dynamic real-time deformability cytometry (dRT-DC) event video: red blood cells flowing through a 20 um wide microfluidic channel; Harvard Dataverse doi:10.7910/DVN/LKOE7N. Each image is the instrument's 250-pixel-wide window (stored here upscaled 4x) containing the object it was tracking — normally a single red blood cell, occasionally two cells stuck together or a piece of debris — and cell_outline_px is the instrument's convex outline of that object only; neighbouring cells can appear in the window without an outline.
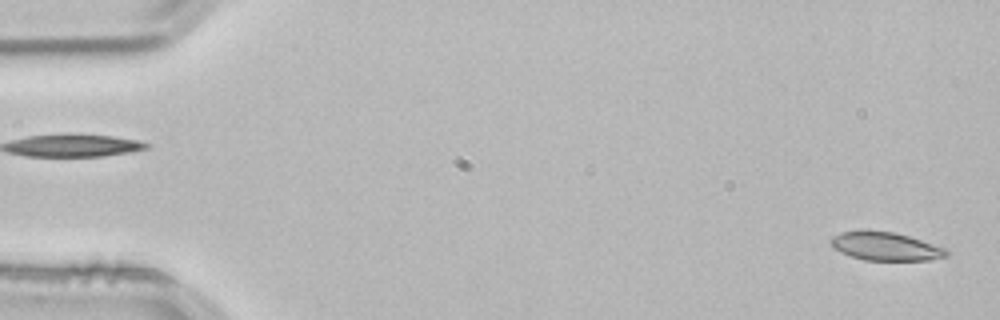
{"species": "common noctule bat (a hibernating species)", "species_latin": "Nyctalus noctula", "temperature_condition": "room temperature", "stored_images_in_passage": 52, "camera_frame_rate_fps": 3000, "um_per_image_px": 0.085, "animal": {"sex": "male", "body_mass_g": 21.5, "forearm_length_mm": 52.0}, "frame": {"image": 1, "passage_image": 1, "time_ms": 0.0, "image_size_px": [1000, 320], "cell_outline_px": [[948, 256], [928, 260], [864, 260], [840, 252], [832, 248], [832, 236], [840, 232], [896, 232], [944, 248], [948, 252]], "centroid_in_image_um": [75.27, 20.96], "position_along_channel_um": 9.7, "area_um2": 18.5}}
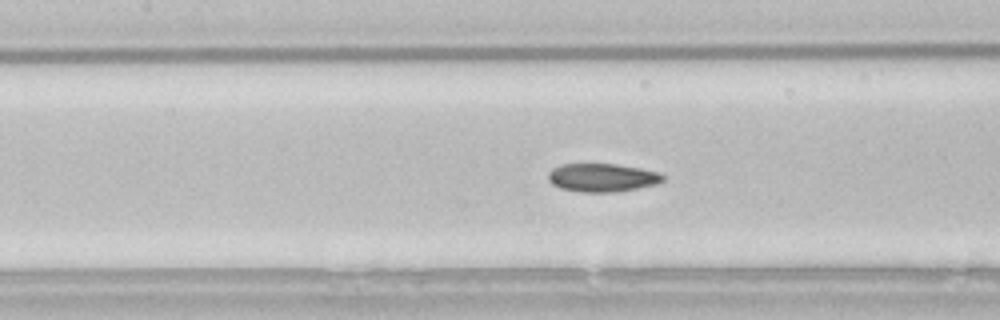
{"frame": {"image": 2, "passage_image": 23, "time_ms": 7.333, "image_size_px": [1000, 320], "cell_outline_px": [[664, 180], [656, 184], [636, 188], [612, 192], [580, 192], [560, 188], [552, 184], [548, 180], [548, 172], [552, 168], [560, 164], [616, 164], [640, 168], [660, 172], [664, 176]], "centroid_in_image_um": [51.16, 15.09], "position_along_channel_um": 156.2, "area_um2": 18.96}}
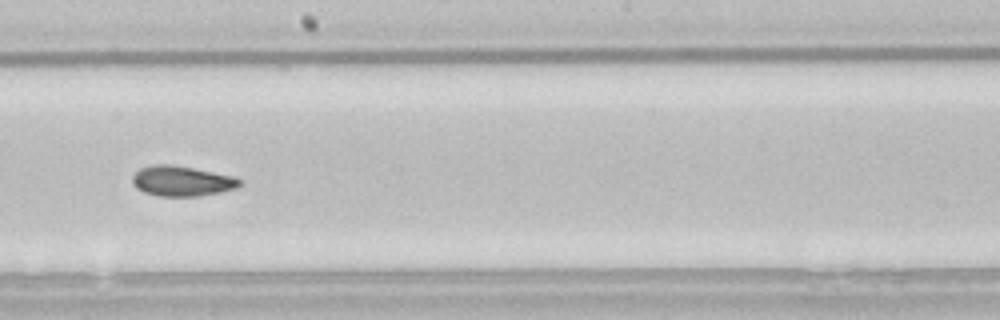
{"frame": {"image": 3, "passage_image": 29, "time_ms": 9.333, "image_size_px": [1000, 320], "cell_outline_px": [[244, 184], [236, 188], [220, 192], [200, 196], [156, 196], [144, 192], [136, 188], [132, 184], [132, 176], [140, 168], [152, 164], [168, 164], [192, 168], [236, 176], [244, 180]], "centroid_in_image_um": [15.49, 15.39], "position_along_channel_um": 232.7, "area_um2": 19.19}, "authors_computed_cell_mechanics": {"area_um2": 19.1318, "velocity_mm_per_s": 3.8272, "shape_relaxation_time_tau1_ms": null, "shape_relaxation_time_tau2_ms": 2.9415, "deformation_change_tau1": null, "deformation_change_tau2": 0.0641}}